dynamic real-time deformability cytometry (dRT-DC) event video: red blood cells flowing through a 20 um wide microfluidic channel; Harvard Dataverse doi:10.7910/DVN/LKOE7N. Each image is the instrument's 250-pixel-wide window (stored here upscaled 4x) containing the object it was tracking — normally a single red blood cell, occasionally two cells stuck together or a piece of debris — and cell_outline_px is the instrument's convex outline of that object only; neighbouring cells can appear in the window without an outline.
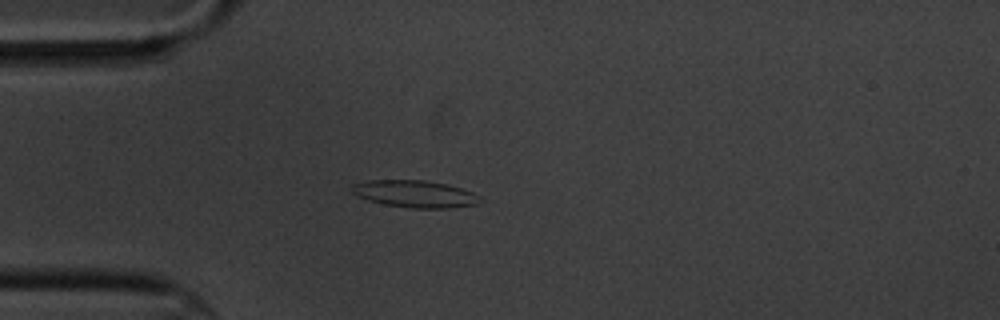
{"species": "common noctule bat (a hibernating species)", "species_latin": "Nyctalus noctula", "temperature_condition": "cold", "stored_images_in_passage": 4, "camera_frame_rate_fps": 3000, "um_per_image_px": 0.085, "animal": {"sex": "male", "body_mass_g": 20.1, "forearm_length_mm": 53.5}, "frame": {"image": 1, "passage_image": 4, "time_ms": 4.333, "image_size_px": [1000, 320], "cell_outline_px": [[480, 196], [476, 204], [448, 208], [412, 208], [384, 204], [368, 200], [356, 196], [352, 192], [352, 184], [368, 180], [424, 180], [448, 184], [472, 192]], "centroid_in_image_um": [35.22, 16.47], "position_along_channel_um": 49.8, "area_um2": 20.11}}